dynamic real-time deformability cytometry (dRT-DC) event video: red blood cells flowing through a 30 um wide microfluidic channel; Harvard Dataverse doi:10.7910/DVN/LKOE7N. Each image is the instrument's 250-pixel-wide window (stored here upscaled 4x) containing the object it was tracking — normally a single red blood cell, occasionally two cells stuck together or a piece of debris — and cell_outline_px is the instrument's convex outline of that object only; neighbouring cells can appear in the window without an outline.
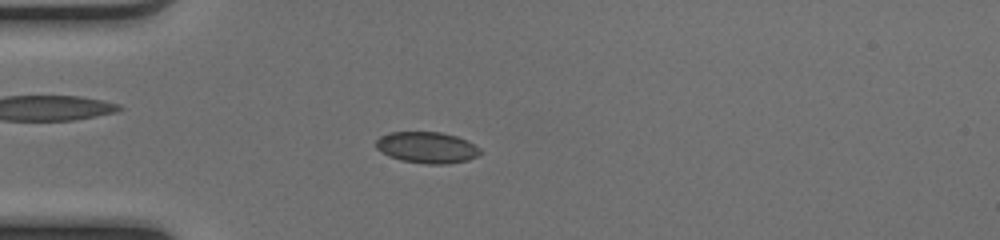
{"species": "common noctule bat (a hibernating species)", "species_latin": "Nyctalus noctula", "temperature_condition": "cold", "stored_images_in_passage": 50, "camera_frame_rate_fps": 3000, "um_per_image_px": 0.085, "animal": {"sex": "female", "body_mass_g": 17.0, "forearm_length_mm": 48.0}, "frame": {"image": 1, "passage_image": 14, "time_ms": 4.333, "image_size_px": [1000, 240], "cell_outline_px": [[480, 152], [476, 156], [468, 160], [448, 164], [428, 164], [400, 160], [388, 156], [376, 148], [376, 140], [380, 136], [392, 132], [440, 132], [456, 136], [480, 148]], "centroid_in_image_um": [36.25, 12.54], "position_along_channel_um": 48.7, "area_um2": 18.84}}
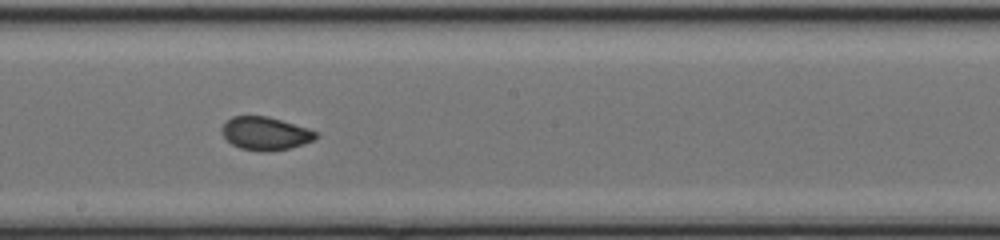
{"frame": {"image": 2, "passage_image": 28, "time_ms": 9.0, "image_size_px": [1000, 240], "cell_outline_px": [[320, 136], [304, 144], [288, 148], [268, 152], [260, 152], [240, 148], [232, 144], [224, 136], [220, 128], [232, 116], [268, 116], [308, 128], [316, 132]], "centroid_in_image_um": [22.56, 11.35], "position_along_channel_um": 225.6, "area_um2": 18.15}}
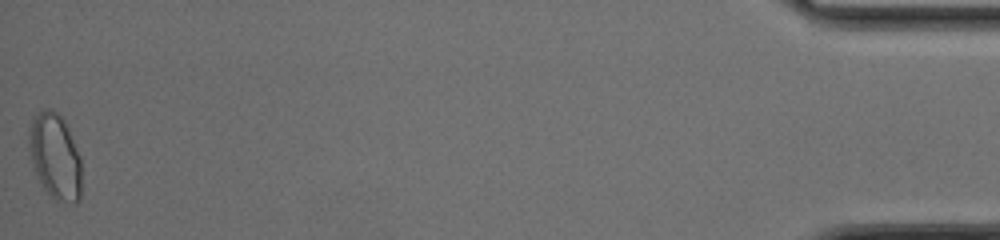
{"frame": {"image": 3, "passage_image": 50, "time_ms": 16.333, "image_size_px": [1000, 240], "cell_outline_px": [[80, 200], [76, 204], [68, 204], [56, 200], [44, 188], [36, 172], [32, 160], [28, 144], [28, 128], [32, 120], [40, 112], [48, 108], [52, 108], [64, 120], [68, 128], [80, 156]], "centroid_in_image_um": [4.69, 13.3], "position_along_channel_um": 430.5, "area_um2": 26.01}, "authors_computed_cell_mechanics": {"area_um2": 18.6983, "velocity_mm_per_s": 4.1217, "shape_relaxation_time_tau1_ms": null, "shape_relaxation_time_tau2_ms": 0.7912, "deformation_change_tau1": null, "deformation_change_tau2": 0.0533}}